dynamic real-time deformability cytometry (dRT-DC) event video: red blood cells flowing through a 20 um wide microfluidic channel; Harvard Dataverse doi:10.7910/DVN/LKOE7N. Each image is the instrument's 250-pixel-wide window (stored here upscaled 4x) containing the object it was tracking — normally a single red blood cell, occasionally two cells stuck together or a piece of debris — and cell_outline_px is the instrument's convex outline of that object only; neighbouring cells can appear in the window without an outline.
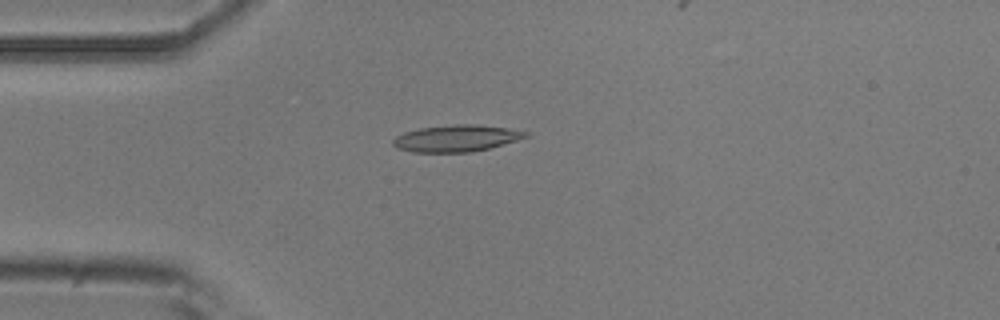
{"species": "common noctule bat (a hibernating species)", "species_latin": "Nyctalus noctula", "temperature_condition": "room temperature", "stored_images_in_passage": 5, "camera_frame_rate_fps": 3000, "um_per_image_px": 0.085, "animal": {"sex": "male", "body_mass_g": 20.5, "forearm_length_mm": 52.5}, "frame": {"image": 1, "passage_image": 4, "time_ms": 4.0, "image_size_px": [1000, 320], "cell_outline_px": [[528, 136], [516, 140], [488, 148], [472, 152], [412, 152], [396, 148], [392, 144], [392, 140], [396, 136], [404, 132], [420, 128], [456, 124], [476, 124], [508, 128], [528, 132]], "centroid_in_image_um": [38.74, 11.75], "position_along_channel_um": 46.3, "area_um2": 20.52}}